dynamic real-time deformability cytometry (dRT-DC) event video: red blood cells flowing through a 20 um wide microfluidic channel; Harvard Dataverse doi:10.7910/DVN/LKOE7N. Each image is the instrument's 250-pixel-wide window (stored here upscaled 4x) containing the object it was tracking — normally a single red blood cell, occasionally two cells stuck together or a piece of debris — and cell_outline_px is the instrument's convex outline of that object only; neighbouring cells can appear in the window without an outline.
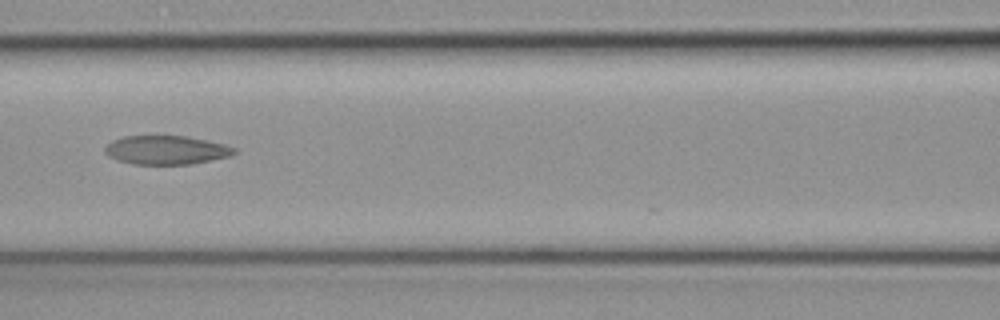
{"species": "common noctule bat (a hibernating species)", "species_latin": "Nyctalus noctula", "temperature_condition": "cold", "stored_images_in_passage": 3, "camera_frame_rate_fps": 3000, "um_per_image_px": 0.085, "animal": {"sex": "female", "body_mass_g": 19.3, "forearm_length_mm": 54.1}, "frame": {"image": 1, "passage_image": 3, "time_ms": 0.667, "image_size_px": [1000, 320], "cell_outline_px": [[236, 152], [228, 156], [212, 160], [192, 164], [132, 164], [116, 160], [108, 156], [104, 152], [104, 148], [112, 140], [124, 136], [188, 136], [224, 144], [236, 148]], "centroid_in_image_um": [14.1, 12.75], "position_along_channel_um": 152.5, "area_um2": 21.73}}